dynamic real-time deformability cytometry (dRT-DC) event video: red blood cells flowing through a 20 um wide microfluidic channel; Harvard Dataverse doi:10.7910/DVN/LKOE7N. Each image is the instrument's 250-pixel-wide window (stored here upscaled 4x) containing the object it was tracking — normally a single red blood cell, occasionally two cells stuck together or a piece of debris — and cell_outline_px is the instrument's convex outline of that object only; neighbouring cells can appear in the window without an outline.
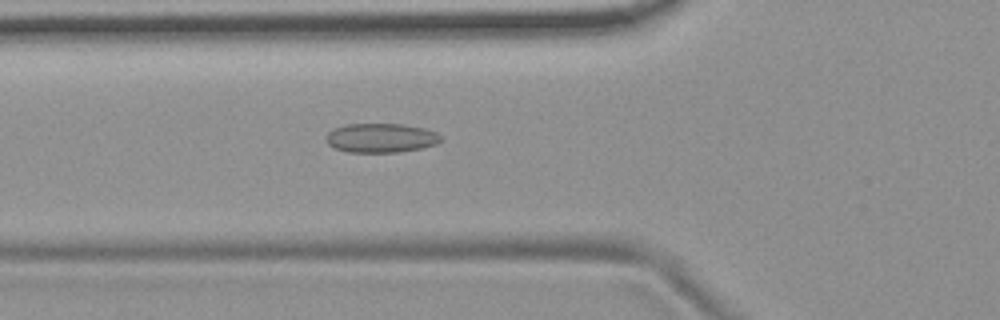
{"species": "common noctule bat (a hibernating species)", "species_latin": "Nyctalus noctula", "temperature_condition": "room temperature", "stored_images_in_passage": 3, "camera_frame_rate_fps": 3000, "um_per_image_px": 0.085, "animal": {"sex": "female", "body_mass_g": 19.9}, "frame": {"image": 1, "passage_image": 3, "time_ms": 2.333, "image_size_px": [1000, 320], "cell_outline_px": [[444, 140], [436, 144], [420, 148], [400, 152], [348, 152], [336, 148], [328, 144], [324, 140], [324, 136], [328, 132], [336, 128], [348, 124], [404, 124], [424, 128], [436, 132]], "centroid_in_image_um": [32.38, 11.72], "position_along_channel_um": 93.4, "area_um2": 19.59}}